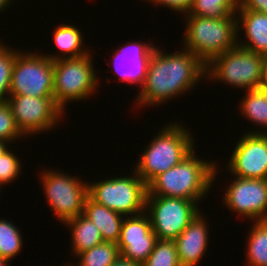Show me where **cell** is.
Wrapping results in <instances>:
<instances>
[{
    "label": "cell",
    "instance_id": "11",
    "mask_svg": "<svg viewBox=\"0 0 267 266\" xmlns=\"http://www.w3.org/2000/svg\"><path fill=\"white\" fill-rule=\"evenodd\" d=\"M6 102L11 109L18 129L25 138L26 135L46 133L55 129L58 122L62 120V115L66 114L57 105L54 97L9 95Z\"/></svg>",
    "mask_w": 267,
    "mask_h": 266
},
{
    "label": "cell",
    "instance_id": "25",
    "mask_svg": "<svg viewBox=\"0 0 267 266\" xmlns=\"http://www.w3.org/2000/svg\"><path fill=\"white\" fill-rule=\"evenodd\" d=\"M21 232L13 222L0 219V257L11 261L23 246Z\"/></svg>",
    "mask_w": 267,
    "mask_h": 266
},
{
    "label": "cell",
    "instance_id": "2",
    "mask_svg": "<svg viewBox=\"0 0 267 266\" xmlns=\"http://www.w3.org/2000/svg\"><path fill=\"white\" fill-rule=\"evenodd\" d=\"M193 150L179 164L156 176L146 196H165L201 202L216 181L217 162L199 159ZM206 195V197H205Z\"/></svg>",
    "mask_w": 267,
    "mask_h": 266
},
{
    "label": "cell",
    "instance_id": "16",
    "mask_svg": "<svg viewBox=\"0 0 267 266\" xmlns=\"http://www.w3.org/2000/svg\"><path fill=\"white\" fill-rule=\"evenodd\" d=\"M200 212L174 240L181 266H198L208 247L209 228ZM204 217V218H203Z\"/></svg>",
    "mask_w": 267,
    "mask_h": 266
},
{
    "label": "cell",
    "instance_id": "6",
    "mask_svg": "<svg viewBox=\"0 0 267 266\" xmlns=\"http://www.w3.org/2000/svg\"><path fill=\"white\" fill-rule=\"evenodd\" d=\"M92 54L53 61V95L57 105L65 112L71 101L88 99L97 92L98 78Z\"/></svg>",
    "mask_w": 267,
    "mask_h": 266
},
{
    "label": "cell",
    "instance_id": "29",
    "mask_svg": "<svg viewBox=\"0 0 267 266\" xmlns=\"http://www.w3.org/2000/svg\"><path fill=\"white\" fill-rule=\"evenodd\" d=\"M20 164L19 157L17 158L9 148L0 156V191L2 185L10 184L21 175Z\"/></svg>",
    "mask_w": 267,
    "mask_h": 266
},
{
    "label": "cell",
    "instance_id": "36",
    "mask_svg": "<svg viewBox=\"0 0 267 266\" xmlns=\"http://www.w3.org/2000/svg\"><path fill=\"white\" fill-rule=\"evenodd\" d=\"M8 262L10 261L6 260L5 258L0 257V266H9Z\"/></svg>",
    "mask_w": 267,
    "mask_h": 266
},
{
    "label": "cell",
    "instance_id": "12",
    "mask_svg": "<svg viewBox=\"0 0 267 266\" xmlns=\"http://www.w3.org/2000/svg\"><path fill=\"white\" fill-rule=\"evenodd\" d=\"M233 179L222 196L224 206L253 222L267 220V179Z\"/></svg>",
    "mask_w": 267,
    "mask_h": 266
},
{
    "label": "cell",
    "instance_id": "15",
    "mask_svg": "<svg viewBox=\"0 0 267 266\" xmlns=\"http://www.w3.org/2000/svg\"><path fill=\"white\" fill-rule=\"evenodd\" d=\"M128 43V44H127ZM119 49H115L112 62L114 73L120 78L121 82L142 86L147 74L148 63L156 45L152 43L127 42ZM138 84V85H137Z\"/></svg>",
    "mask_w": 267,
    "mask_h": 266
},
{
    "label": "cell",
    "instance_id": "3",
    "mask_svg": "<svg viewBox=\"0 0 267 266\" xmlns=\"http://www.w3.org/2000/svg\"><path fill=\"white\" fill-rule=\"evenodd\" d=\"M178 123H169L148 143L135 172L148 185L156 176L179 164L194 148V135Z\"/></svg>",
    "mask_w": 267,
    "mask_h": 266
},
{
    "label": "cell",
    "instance_id": "10",
    "mask_svg": "<svg viewBox=\"0 0 267 266\" xmlns=\"http://www.w3.org/2000/svg\"><path fill=\"white\" fill-rule=\"evenodd\" d=\"M198 206L197 202L187 199L146 196L145 212L157 239L175 240L201 212Z\"/></svg>",
    "mask_w": 267,
    "mask_h": 266
},
{
    "label": "cell",
    "instance_id": "19",
    "mask_svg": "<svg viewBox=\"0 0 267 266\" xmlns=\"http://www.w3.org/2000/svg\"><path fill=\"white\" fill-rule=\"evenodd\" d=\"M82 35L83 33H81L80 28L75 25H58L57 28L53 30V41L60 52L56 55L46 54L45 56L52 61H56L59 59L76 58L89 54L91 51H89L88 48H85L84 45L82 47L84 42V36Z\"/></svg>",
    "mask_w": 267,
    "mask_h": 266
},
{
    "label": "cell",
    "instance_id": "30",
    "mask_svg": "<svg viewBox=\"0 0 267 266\" xmlns=\"http://www.w3.org/2000/svg\"><path fill=\"white\" fill-rule=\"evenodd\" d=\"M154 5H164V7L171 8L176 12L188 13L193 0H145Z\"/></svg>",
    "mask_w": 267,
    "mask_h": 266
},
{
    "label": "cell",
    "instance_id": "34",
    "mask_svg": "<svg viewBox=\"0 0 267 266\" xmlns=\"http://www.w3.org/2000/svg\"><path fill=\"white\" fill-rule=\"evenodd\" d=\"M14 1L15 0H0V13H1V11L3 12L4 9L6 10V9L10 8L9 6H12L13 3L15 4Z\"/></svg>",
    "mask_w": 267,
    "mask_h": 266
},
{
    "label": "cell",
    "instance_id": "1",
    "mask_svg": "<svg viewBox=\"0 0 267 266\" xmlns=\"http://www.w3.org/2000/svg\"><path fill=\"white\" fill-rule=\"evenodd\" d=\"M159 49L156 46L152 53L144 83L134 101L138 108L166 104L206 78V65L190 51L181 48L180 52L166 53Z\"/></svg>",
    "mask_w": 267,
    "mask_h": 266
},
{
    "label": "cell",
    "instance_id": "21",
    "mask_svg": "<svg viewBox=\"0 0 267 266\" xmlns=\"http://www.w3.org/2000/svg\"><path fill=\"white\" fill-rule=\"evenodd\" d=\"M246 94L241 99V114L249 119L255 126H259L257 130L248 131L247 133H267V89L259 88L246 90ZM263 128V129H262ZM266 129V130H265Z\"/></svg>",
    "mask_w": 267,
    "mask_h": 266
},
{
    "label": "cell",
    "instance_id": "14",
    "mask_svg": "<svg viewBox=\"0 0 267 266\" xmlns=\"http://www.w3.org/2000/svg\"><path fill=\"white\" fill-rule=\"evenodd\" d=\"M156 241L157 236L145 211L124 218L117 242L121 257L144 264Z\"/></svg>",
    "mask_w": 267,
    "mask_h": 266
},
{
    "label": "cell",
    "instance_id": "22",
    "mask_svg": "<svg viewBox=\"0 0 267 266\" xmlns=\"http://www.w3.org/2000/svg\"><path fill=\"white\" fill-rule=\"evenodd\" d=\"M246 240L248 266H267V220L254 222Z\"/></svg>",
    "mask_w": 267,
    "mask_h": 266
},
{
    "label": "cell",
    "instance_id": "20",
    "mask_svg": "<svg viewBox=\"0 0 267 266\" xmlns=\"http://www.w3.org/2000/svg\"><path fill=\"white\" fill-rule=\"evenodd\" d=\"M71 229V251L75 258L78 254L103 243L100 230L83 214L74 217L63 223Z\"/></svg>",
    "mask_w": 267,
    "mask_h": 266
},
{
    "label": "cell",
    "instance_id": "17",
    "mask_svg": "<svg viewBox=\"0 0 267 266\" xmlns=\"http://www.w3.org/2000/svg\"><path fill=\"white\" fill-rule=\"evenodd\" d=\"M237 12L238 37L242 30L247 39V42L238 40V46L267 56V14L248 10H237Z\"/></svg>",
    "mask_w": 267,
    "mask_h": 266
},
{
    "label": "cell",
    "instance_id": "23",
    "mask_svg": "<svg viewBox=\"0 0 267 266\" xmlns=\"http://www.w3.org/2000/svg\"><path fill=\"white\" fill-rule=\"evenodd\" d=\"M79 261L75 266H110L119 257L120 252L117 243L103 242L78 254ZM70 264V266H74Z\"/></svg>",
    "mask_w": 267,
    "mask_h": 266
},
{
    "label": "cell",
    "instance_id": "27",
    "mask_svg": "<svg viewBox=\"0 0 267 266\" xmlns=\"http://www.w3.org/2000/svg\"><path fill=\"white\" fill-rule=\"evenodd\" d=\"M19 52L0 41V102L6 101L9 96L12 68Z\"/></svg>",
    "mask_w": 267,
    "mask_h": 266
},
{
    "label": "cell",
    "instance_id": "5",
    "mask_svg": "<svg viewBox=\"0 0 267 266\" xmlns=\"http://www.w3.org/2000/svg\"><path fill=\"white\" fill-rule=\"evenodd\" d=\"M265 56L236 46L206 65V78L229 86L253 90L262 88Z\"/></svg>",
    "mask_w": 267,
    "mask_h": 266
},
{
    "label": "cell",
    "instance_id": "33",
    "mask_svg": "<svg viewBox=\"0 0 267 266\" xmlns=\"http://www.w3.org/2000/svg\"><path fill=\"white\" fill-rule=\"evenodd\" d=\"M262 88L267 89V56L264 60Z\"/></svg>",
    "mask_w": 267,
    "mask_h": 266
},
{
    "label": "cell",
    "instance_id": "8",
    "mask_svg": "<svg viewBox=\"0 0 267 266\" xmlns=\"http://www.w3.org/2000/svg\"><path fill=\"white\" fill-rule=\"evenodd\" d=\"M45 170L40 173L43 193L58 220L65 223L83 214L84 203L88 197V183L57 169Z\"/></svg>",
    "mask_w": 267,
    "mask_h": 266
},
{
    "label": "cell",
    "instance_id": "24",
    "mask_svg": "<svg viewBox=\"0 0 267 266\" xmlns=\"http://www.w3.org/2000/svg\"><path fill=\"white\" fill-rule=\"evenodd\" d=\"M238 0H193L186 15L209 18L236 16Z\"/></svg>",
    "mask_w": 267,
    "mask_h": 266
},
{
    "label": "cell",
    "instance_id": "4",
    "mask_svg": "<svg viewBox=\"0 0 267 266\" xmlns=\"http://www.w3.org/2000/svg\"><path fill=\"white\" fill-rule=\"evenodd\" d=\"M183 48L205 65L213 58L238 45L237 16L209 18L185 15Z\"/></svg>",
    "mask_w": 267,
    "mask_h": 266
},
{
    "label": "cell",
    "instance_id": "28",
    "mask_svg": "<svg viewBox=\"0 0 267 266\" xmlns=\"http://www.w3.org/2000/svg\"><path fill=\"white\" fill-rule=\"evenodd\" d=\"M18 129L11 109L6 101L0 102V140L12 143L24 138Z\"/></svg>",
    "mask_w": 267,
    "mask_h": 266
},
{
    "label": "cell",
    "instance_id": "13",
    "mask_svg": "<svg viewBox=\"0 0 267 266\" xmlns=\"http://www.w3.org/2000/svg\"><path fill=\"white\" fill-rule=\"evenodd\" d=\"M226 168L232 177L267 179V133L241 135Z\"/></svg>",
    "mask_w": 267,
    "mask_h": 266
},
{
    "label": "cell",
    "instance_id": "31",
    "mask_svg": "<svg viewBox=\"0 0 267 266\" xmlns=\"http://www.w3.org/2000/svg\"><path fill=\"white\" fill-rule=\"evenodd\" d=\"M237 10H248L267 14V0H238Z\"/></svg>",
    "mask_w": 267,
    "mask_h": 266
},
{
    "label": "cell",
    "instance_id": "7",
    "mask_svg": "<svg viewBox=\"0 0 267 266\" xmlns=\"http://www.w3.org/2000/svg\"><path fill=\"white\" fill-rule=\"evenodd\" d=\"M132 173L131 176L88 182V196L96 203L125 217L143 213L147 185L135 170Z\"/></svg>",
    "mask_w": 267,
    "mask_h": 266
},
{
    "label": "cell",
    "instance_id": "32",
    "mask_svg": "<svg viewBox=\"0 0 267 266\" xmlns=\"http://www.w3.org/2000/svg\"><path fill=\"white\" fill-rule=\"evenodd\" d=\"M110 266H143V264L134 262L132 260L125 259L123 257H119L113 264Z\"/></svg>",
    "mask_w": 267,
    "mask_h": 266
},
{
    "label": "cell",
    "instance_id": "35",
    "mask_svg": "<svg viewBox=\"0 0 267 266\" xmlns=\"http://www.w3.org/2000/svg\"><path fill=\"white\" fill-rule=\"evenodd\" d=\"M9 148V143L4 141V140H0V156Z\"/></svg>",
    "mask_w": 267,
    "mask_h": 266
},
{
    "label": "cell",
    "instance_id": "9",
    "mask_svg": "<svg viewBox=\"0 0 267 266\" xmlns=\"http://www.w3.org/2000/svg\"><path fill=\"white\" fill-rule=\"evenodd\" d=\"M53 61L42 53L19 52L12 68L9 95L54 97Z\"/></svg>",
    "mask_w": 267,
    "mask_h": 266
},
{
    "label": "cell",
    "instance_id": "26",
    "mask_svg": "<svg viewBox=\"0 0 267 266\" xmlns=\"http://www.w3.org/2000/svg\"><path fill=\"white\" fill-rule=\"evenodd\" d=\"M143 266H181L174 240L157 239Z\"/></svg>",
    "mask_w": 267,
    "mask_h": 266
},
{
    "label": "cell",
    "instance_id": "18",
    "mask_svg": "<svg viewBox=\"0 0 267 266\" xmlns=\"http://www.w3.org/2000/svg\"><path fill=\"white\" fill-rule=\"evenodd\" d=\"M83 215L100 230L104 242H118L125 216L96 203L89 196L84 203Z\"/></svg>",
    "mask_w": 267,
    "mask_h": 266
}]
</instances>
